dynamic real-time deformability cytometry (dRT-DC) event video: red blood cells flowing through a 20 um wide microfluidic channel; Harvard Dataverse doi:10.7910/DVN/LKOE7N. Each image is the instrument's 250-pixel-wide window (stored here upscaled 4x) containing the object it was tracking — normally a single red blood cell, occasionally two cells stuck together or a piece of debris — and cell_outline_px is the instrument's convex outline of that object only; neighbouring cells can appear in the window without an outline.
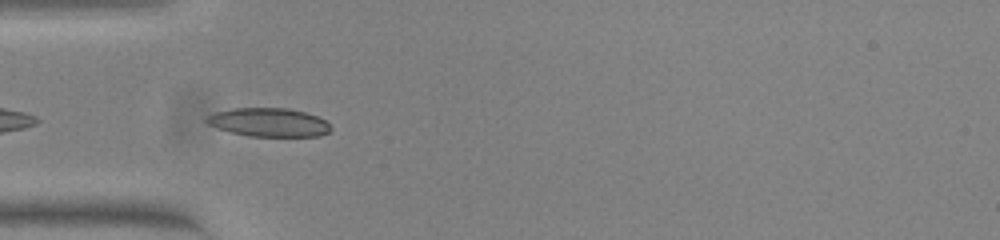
{"species": "common noctule bat (a hibernating species)", "species_latin": "Nyctalus noctula", "temperature_condition": "warm", "stored_images_in_passage": 39, "camera_frame_rate_fps": 3000, "um_per_image_px": 0.085, "animal": {"sex": "female", "body_mass_g": 23.0, "forearm_length_mm": 53.4}, "frame": {"image": 1, "passage_image": 2, "time_ms": 0.333, "image_size_px": [1000, 240], "cell_outline_px": [[332, 128], [328, 132], [320, 136], [248, 136], [232, 132], [208, 124], [204, 120], [208, 116], [216, 112], [232, 108], [288, 108], [304, 112], [316, 116], [324, 120]], "centroid_in_image_um": [22.85, 10.39], "position_along_channel_um": 62.1, "area_um2": 20.46}}
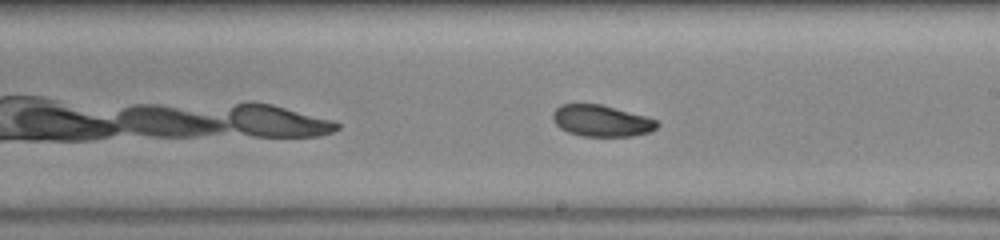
{"frame": {"image": 2, "passage_image": 16, "time_ms": 5.0, "image_size_px": [1000, 240], "cell_outline_px": [[660, 124], [656, 128], [648, 132], [632, 136], [580, 136], [568, 132], [560, 128], [552, 120], [552, 112], [556, 108], [564, 104], [600, 104], [644, 116], [656, 120]], "centroid_in_image_um": [51.08, 10.27], "position_along_channel_um": 237.9, "area_um2": 18.96}}
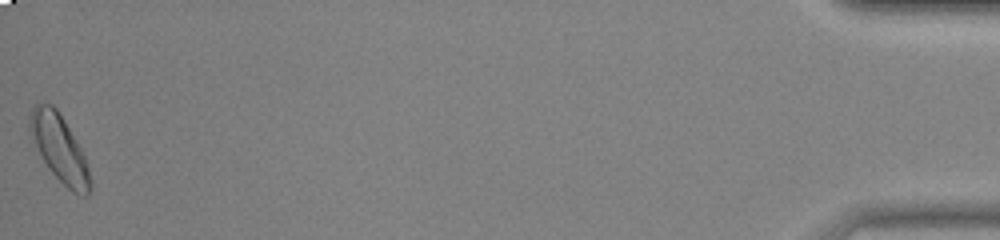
{"frame": {"image": 3, "passage_image": 39, "time_ms": 12.667, "image_size_px": [1000, 240], "cell_outline_px": [[92, 188], [88, 196], [80, 196], [72, 192], [48, 168], [28, 132], [28, 116], [32, 108], [36, 104], [52, 104], [56, 108], [64, 120], [80, 148], [84, 156], [88, 168], [92, 184]], "centroid_in_image_um": [5.04, 12.62], "position_along_channel_um": 430.2, "area_um2": 23.35}, "authors_computed_cell_mechanics": {"area_um2": 20.1144, "velocity_mm_per_s": 3.8062, "shape_relaxation_time_tau1_ms": 8.4881, "shape_relaxation_time_tau2_ms": null, "deformation_change_tau1": 0.1705, "deformation_change_tau2": null}}